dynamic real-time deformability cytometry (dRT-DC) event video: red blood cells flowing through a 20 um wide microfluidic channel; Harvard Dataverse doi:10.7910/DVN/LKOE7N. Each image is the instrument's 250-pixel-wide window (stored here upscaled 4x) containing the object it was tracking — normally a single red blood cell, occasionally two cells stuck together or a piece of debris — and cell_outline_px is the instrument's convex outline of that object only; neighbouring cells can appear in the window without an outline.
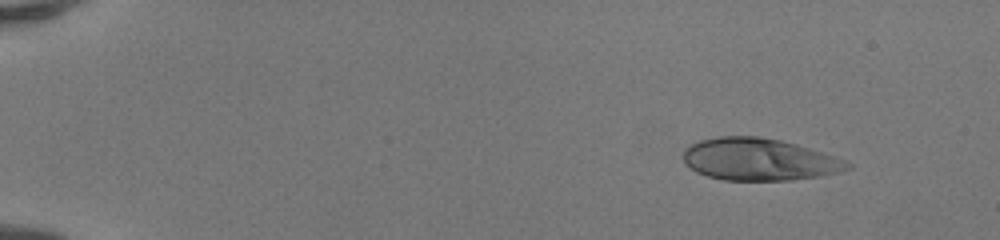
{"species": "human", "species_latin": "Homo sapiens", "temperature_condition": "room temperature", "stored_images_in_passage": 45, "camera_frame_rate_fps": 3000, "um_per_image_px": 0.085, "donor": {"sex": "female"}, "frame": {"image": 1, "passage_image": 1, "time_ms": 0.0, "image_size_px": [1000, 240], "cell_outline_px": [[852, 168], [820, 176], [792, 180], [724, 180], [708, 176], [696, 172], [684, 164], [684, 148], [688, 144], [700, 140], [716, 136], [760, 136], [780, 140], [796, 144], [844, 160], [852, 164]], "centroid_in_image_um": [64.46, 13.54], "position_along_channel_um": 20.5, "area_um2": 40.29}}
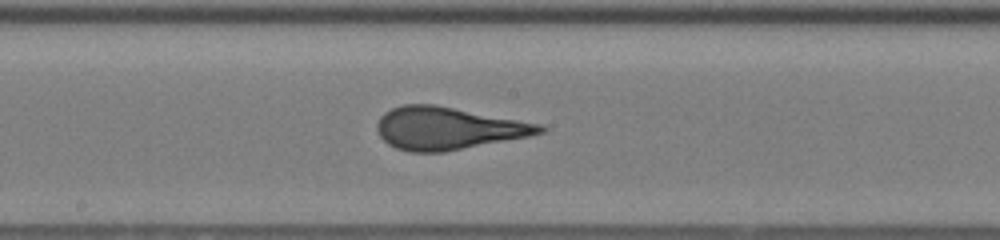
{"frame": {"image": 2, "passage_image": 24, "time_ms": 7.667, "image_size_px": [1000, 240], "cell_outline_px": [[548, 128], [544, 132], [528, 136], [444, 152], [412, 152], [396, 148], [388, 144], [380, 136], [376, 128], [376, 124], [380, 116], [384, 112], [392, 108], [404, 104], [436, 104], [544, 124]], "centroid_in_image_um": [38.09, 10.89], "position_along_channel_um": 210.1, "area_um2": 40.52}}
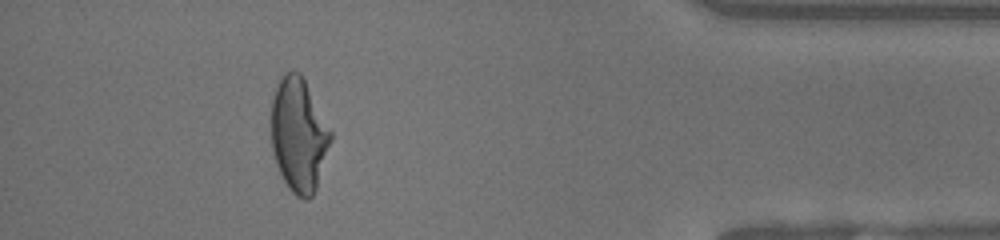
{"frame": {"image": 3, "passage_image": 41, "time_ms": 13.333, "image_size_px": [1000, 240], "cell_outline_px": [[332, 140], [316, 188], [312, 196], [308, 200], [304, 200], [296, 196], [288, 188], [276, 164], [272, 152], [272, 100], [276, 88], [284, 72], [292, 68], [300, 72], [332, 132]], "centroid_in_image_um": [25.4, 11.47], "position_along_channel_um": 409.8, "area_um2": 39.36}, "authors_computed_cell_mechanics": {"area_um2": 39.9976, "velocity_mm_per_s": 4.1897, "shape_relaxation_time_tau1_ms": 5.0485, "shape_relaxation_time_tau2_ms": null, "deformation_change_tau1": 0.2395, "deformation_change_tau2": null}}